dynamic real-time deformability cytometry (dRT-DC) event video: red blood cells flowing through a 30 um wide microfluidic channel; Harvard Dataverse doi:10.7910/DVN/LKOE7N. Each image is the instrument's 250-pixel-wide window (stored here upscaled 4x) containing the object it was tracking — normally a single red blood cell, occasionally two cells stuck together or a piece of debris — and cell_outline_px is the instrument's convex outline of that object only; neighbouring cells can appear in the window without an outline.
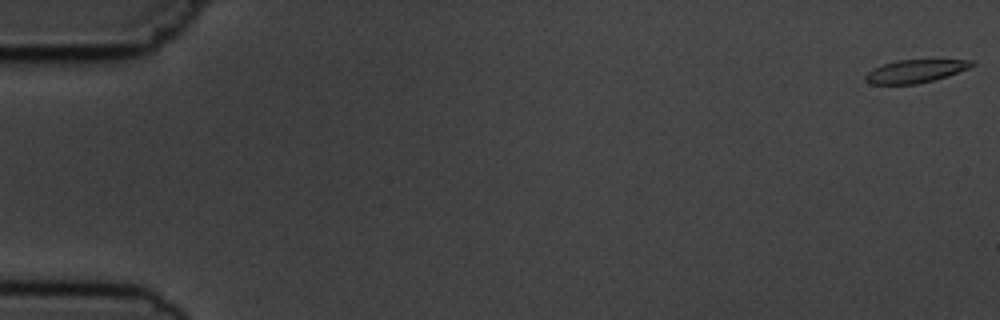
{"species": "common noctule bat (a hibernating species)", "species_latin": "Nyctalus noctula", "temperature_condition": "cold", "stored_images_in_passage": 5, "camera_frame_rate_fps": 3000, "um_per_image_px": 0.085, "animal": {"sex": "male", "body_mass_g": 19.5, "forearm_length_mm": 54.6}, "frame": {"image": 1, "passage_image": 1, "time_ms": 0.0, "image_size_px": [1000, 320], "cell_outline_px": [[976, 64], [968, 68], [948, 76], [916, 84], [868, 84], [864, 80], [864, 76], [872, 68], [884, 64], [900, 60], [976, 60]], "centroid_in_image_um": [77.79, 6.05], "position_along_channel_um": 7.2, "area_um2": 14.22}}
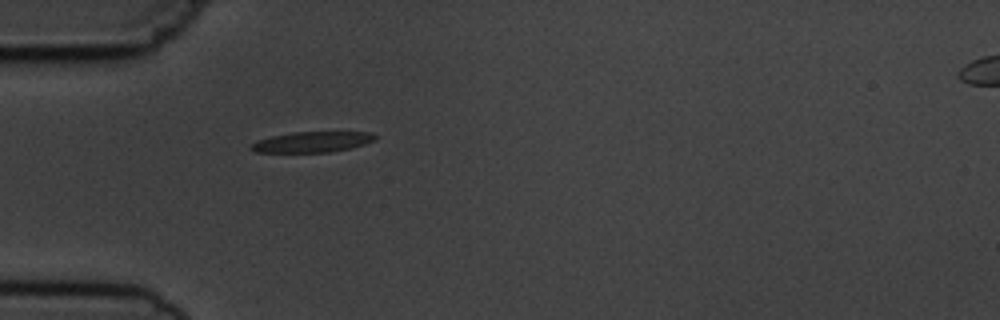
{"frame": {"image": 2, "passage_image": 5, "time_ms": 5.333, "image_size_px": [1000, 320], "cell_outline_px": [[376, 140], [352, 148], [328, 152], [256, 152], [248, 148], [252, 144], [260, 140], [272, 136], [292, 132], [372, 132], [376, 136]], "centroid_in_image_um": [26.57, 12.06], "position_along_channel_um": 58.4, "area_um2": 14.8}}